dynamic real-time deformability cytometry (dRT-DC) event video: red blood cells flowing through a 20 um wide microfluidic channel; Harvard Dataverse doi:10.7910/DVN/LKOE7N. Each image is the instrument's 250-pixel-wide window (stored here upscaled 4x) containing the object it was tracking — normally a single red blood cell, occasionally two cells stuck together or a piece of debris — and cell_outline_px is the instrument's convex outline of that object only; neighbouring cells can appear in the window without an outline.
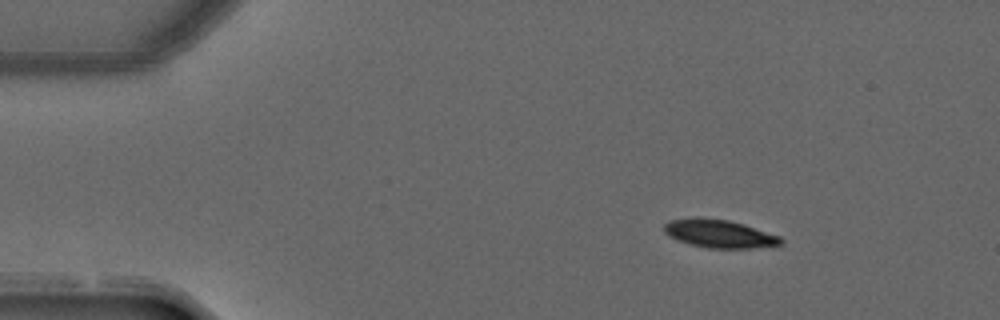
{"species": "common noctule bat (a hibernating species)", "species_latin": "Nyctalus noctula", "temperature_condition": "warm", "stored_images_in_passage": 7, "camera_frame_rate_fps": 3000, "um_per_image_px": 0.085, "animal": {"sex": "male", "forearm_length_mm": 52.5}, "frame": {"image": 1, "passage_image": 1, "time_ms": 0.0, "image_size_px": [1000, 320], "cell_outline_px": [[784, 244], [752, 248], [708, 248], [676, 240], [668, 236], [664, 232], [664, 224], [668, 220], [696, 216], [728, 220], [744, 224], [780, 236], [784, 240]], "centroid_in_image_um": [61.12, 19.85], "position_along_channel_um": 23.9, "area_um2": 19.36}}
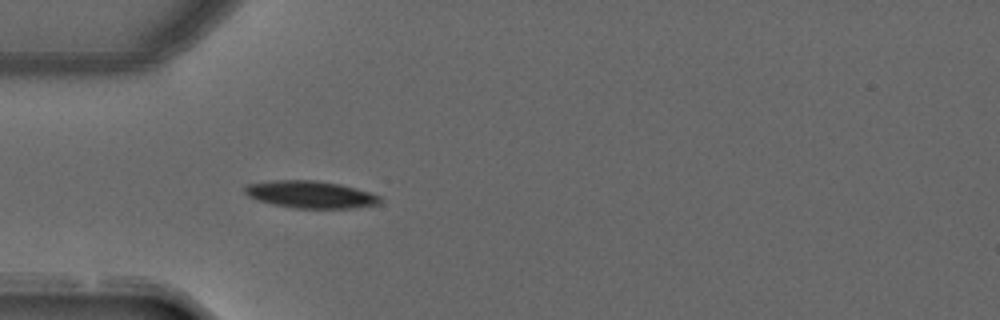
{"frame": {"image": 2, "passage_image": 3, "time_ms": 0.667, "image_size_px": [1000, 320], "cell_outline_px": [[384, 200], [380, 204], [352, 208], [296, 208], [272, 204], [256, 200], [248, 196], [244, 192], [244, 188], [248, 184], [272, 180], [316, 180], [340, 184], [356, 188], [380, 196]], "centroid_in_image_um": [26.4, 16.53], "position_along_channel_um": 58.6, "area_um2": 21.56}}